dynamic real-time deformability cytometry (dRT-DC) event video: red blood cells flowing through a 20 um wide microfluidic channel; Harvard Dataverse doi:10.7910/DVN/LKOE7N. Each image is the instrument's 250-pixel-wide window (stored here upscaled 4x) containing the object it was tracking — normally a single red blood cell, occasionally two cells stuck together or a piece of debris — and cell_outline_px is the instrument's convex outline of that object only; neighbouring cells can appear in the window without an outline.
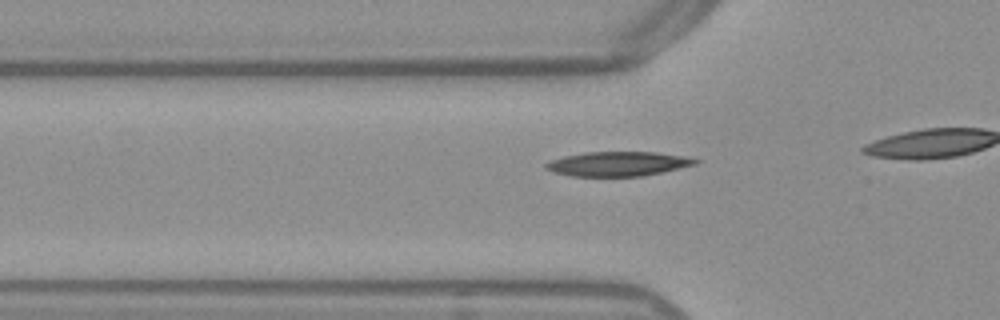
{"species": "Egyptian fruit bat (a non-hibernating species)", "species_latin": "Rousettus aegyptiacus", "temperature_condition": "warm", "stored_images_in_passage": 19, "camera_frame_rate_fps": 3000, "um_per_image_px": 0.085, "frame": {"image": 1, "passage_image": 14, "time_ms": 4.333, "image_size_px": [1000, 320], "cell_outline_px": [[700, 160], [696, 164], [660, 172], [640, 176], [572, 176], [552, 172], [544, 168], [544, 164], [548, 160], [564, 156], [584, 152], [656, 152], [684, 156]], "centroid_in_image_um": [52.45, 13.92], "position_along_channel_um": 73.4, "area_um2": 21.27}}
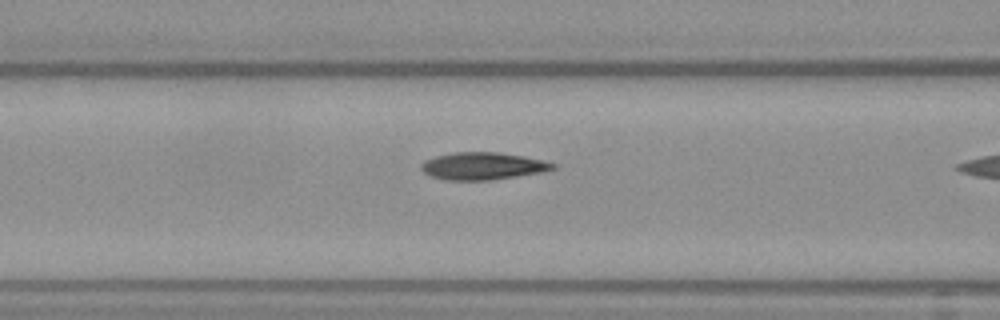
{"frame": {"image": 2, "passage_image": 18, "time_ms": 5.667, "image_size_px": [1000, 320], "cell_outline_px": [[556, 168], [540, 172], [516, 176], [488, 180], [444, 180], [432, 176], [424, 172], [420, 168], [420, 164], [424, 160], [436, 156], [452, 152], [500, 152], [524, 156], [544, 160], [556, 164]], "centroid_in_image_um": [41.01, 14.1], "position_along_channel_um": 125.6, "area_um2": 20.98}}